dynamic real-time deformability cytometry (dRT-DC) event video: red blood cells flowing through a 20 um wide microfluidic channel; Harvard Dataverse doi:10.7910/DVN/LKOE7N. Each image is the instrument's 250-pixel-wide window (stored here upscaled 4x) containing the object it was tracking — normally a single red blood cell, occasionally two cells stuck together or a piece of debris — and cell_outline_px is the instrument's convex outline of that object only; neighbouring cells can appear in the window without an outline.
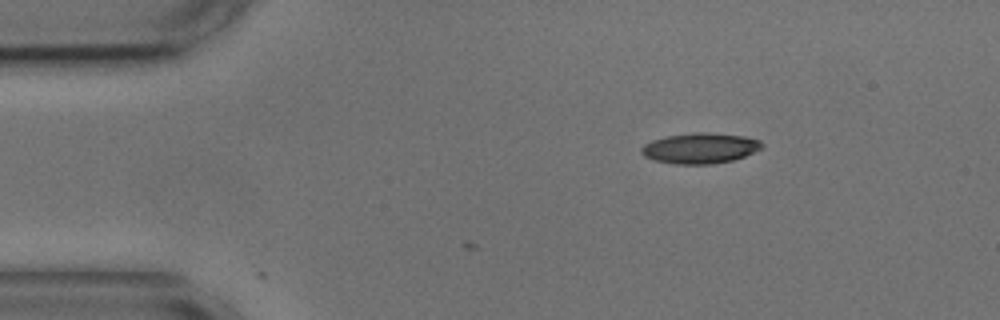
{"species": "common noctule bat (a hibernating species)", "species_latin": "Nyctalus noctula", "temperature_condition": "cold", "stored_images_in_passage": 2, "camera_frame_rate_fps": 3000, "um_per_image_px": 0.085, "animal": {"sex": "male", "body_mass_g": 17.9, "forearm_length_mm": 54.2}, "frame": {"image": 1, "passage_image": 2, "time_ms": 0.333, "image_size_px": [1000, 320], "cell_outline_px": [[764, 148], [744, 156], [732, 160], [712, 164], [676, 164], [652, 160], [644, 156], [640, 152], [640, 148], [644, 144], [652, 140], [668, 136], [692, 132], [708, 132], [744, 136], [760, 140], [764, 144]], "centroid_in_image_um": [59.51, 12.59], "position_along_channel_um": 25.5, "area_um2": 21.62}}